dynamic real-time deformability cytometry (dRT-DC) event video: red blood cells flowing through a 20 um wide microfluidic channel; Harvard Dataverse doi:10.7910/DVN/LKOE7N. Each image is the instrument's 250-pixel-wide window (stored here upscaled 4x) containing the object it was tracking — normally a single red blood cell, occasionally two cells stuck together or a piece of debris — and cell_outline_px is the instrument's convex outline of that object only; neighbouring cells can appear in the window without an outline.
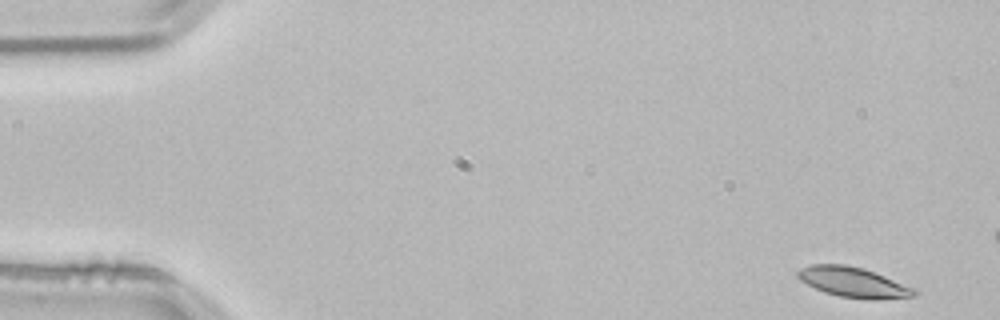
{"species": "common noctule bat (a hibernating species)", "species_latin": "Nyctalus noctula", "temperature_condition": "room temperature", "stored_images_in_passage": 14, "camera_frame_rate_fps": 3000, "um_per_image_px": 0.085, "animal": {"sex": "male", "body_mass_g": 21.5, "forearm_length_mm": 52.0}, "frame": {"image": 1, "passage_image": 1, "time_ms": 0.0, "image_size_px": [1000, 320], "cell_outline_px": [[920, 292], [916, 296], [876, 300], [868, 300], [840, 296], [824, 292], [800, 280], [796, 276], [796, 272], [800, 268], [812, 264], [844, 264], [864, 268], [916, 288]], "centroid_in_image_um": [72.58, 24.0], "position_along_channel_um": 12.4, "area_um2": 20.69}}